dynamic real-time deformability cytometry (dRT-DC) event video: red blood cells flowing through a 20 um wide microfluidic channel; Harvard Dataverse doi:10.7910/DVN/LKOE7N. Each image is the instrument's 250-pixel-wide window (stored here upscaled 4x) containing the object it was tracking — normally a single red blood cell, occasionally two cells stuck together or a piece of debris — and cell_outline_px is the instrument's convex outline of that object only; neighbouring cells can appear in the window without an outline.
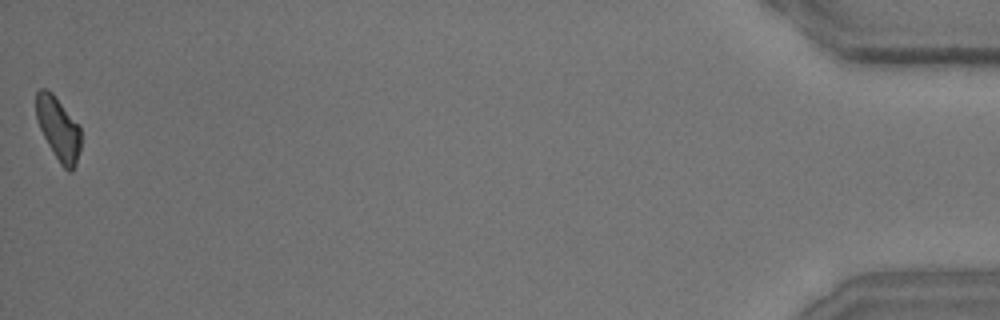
{"species": "common noctule bat (a hibernating species)", "species_latin": "Nyctalus noctula", "temperature_condition": "room temperature", "stored_images_in_passage": 53, "camera_frame_rate_fps": 3000, "um_per_image_px": 0.085, "animal": {"sex": "male", "body_mass_g": 15.6}, "frame": {"image": 1, "passage_image": 53, "time_ms": 17.333, "image_size_px": [1000, 320], "cell_outline_px": [[80, 148], [76, 164], [72, 172], [68, 172], [60, 164], [48, 144], [36, 120], [36, 92], [40, 88], [48, 88], [52, 92], [80, 128]], "centroid_in_image_um": [4.94, 10.94], "position_along_channel_um": 430.3, "area_um2": 16.3}, "authors_computed_cell_mechanics": {"area_um2": 17.34, "velocity_mm_per_s": 3.672, "shape_relaxation_time_tau1_ms": 3.8943, "shape_relaxation_time_tau2_ms": null, "deformation_change_tau1": 0.1325, "deformation_change_tau2": null}}